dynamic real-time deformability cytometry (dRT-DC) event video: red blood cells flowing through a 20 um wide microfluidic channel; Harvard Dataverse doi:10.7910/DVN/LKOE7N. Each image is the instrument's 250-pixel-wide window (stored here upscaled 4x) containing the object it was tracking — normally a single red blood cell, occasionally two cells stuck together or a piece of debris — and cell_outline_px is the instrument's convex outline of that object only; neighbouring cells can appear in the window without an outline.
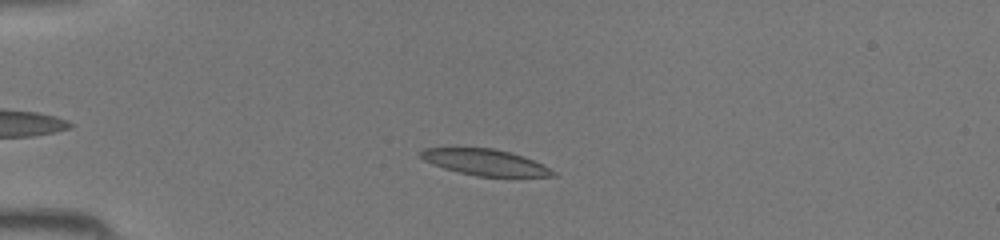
{"species": "common noctule bat (a hibernating species)", "species_latin": "Nyctalus noctula", "temperature_condition": "room temperature", "stored_images_in_passage": 37, "camera_frame_rate_fps": 3000, "um_per_image_px": 0.085, "animal": {"sex": "female", "body_mass_g": 19.5, "forearm_length_mm": 54.1}, "frame": {"image": 1, "passage_image": 8, "time_ms": 2.333, "image_size_px": [1000, 240], "cell_outline_px": [[556, 176], [476, 176], [444, 168], [432, 164], [424, 160], [416, 152], [424, 148], [492, 148], [524, 156], [556, 172]], "centroid_in_image_um": [41.17, 13.78], "position_along_channel_um": 43.8, "area_um2": 19.83}}
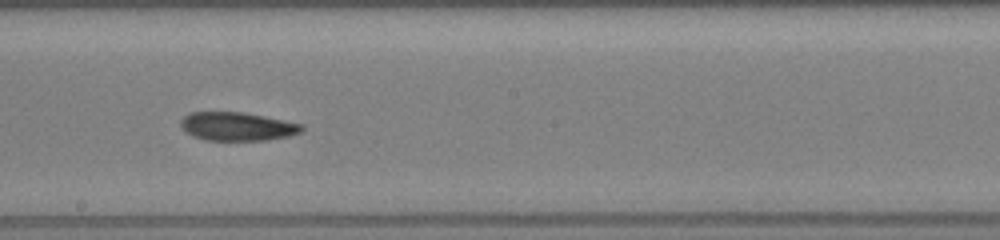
{"frame": {"image": 2, "passage_image": 22, "time_ms": 7.0, "image_size_px": [1000, 240], "cell_outline_px": [[304, 128], [300, 132], [288, 136], [264, 140], [204, 140], [192, 136], [184, 132], [180, 128], [180, 120], [188, 112], [244, 112], [304, 124]], "centroid_in_image_um": [20.11, 10.74], "position_along_channel_um": 228.1, "area_um2": 20.29}}
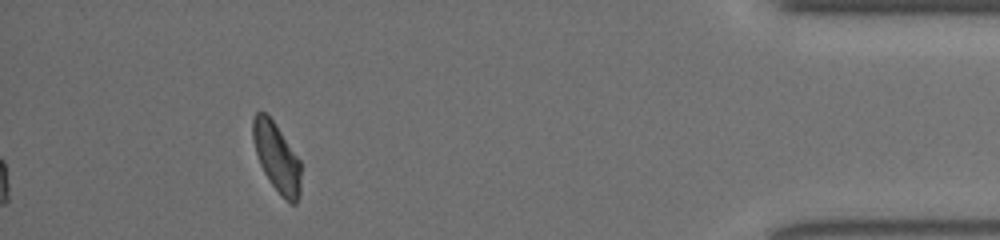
{"frame": {"image": 3, "passage_image": 37, "time_ms": 12.0, "image_size_px": [1000, 240], "cell_outline_px": [[300, 196], [296, 204], [292, 204], [284, 200], [280, 196], [264, 172], [260, 164], [256, 152], [252, 136], [252, 120], [256, 112], [264, 112], [272, 120], [300, 160]], "centroid_in_image_um": [23.52, 13.42], "position_along_channel_um": 411.7, "area_um2": 19.07}}